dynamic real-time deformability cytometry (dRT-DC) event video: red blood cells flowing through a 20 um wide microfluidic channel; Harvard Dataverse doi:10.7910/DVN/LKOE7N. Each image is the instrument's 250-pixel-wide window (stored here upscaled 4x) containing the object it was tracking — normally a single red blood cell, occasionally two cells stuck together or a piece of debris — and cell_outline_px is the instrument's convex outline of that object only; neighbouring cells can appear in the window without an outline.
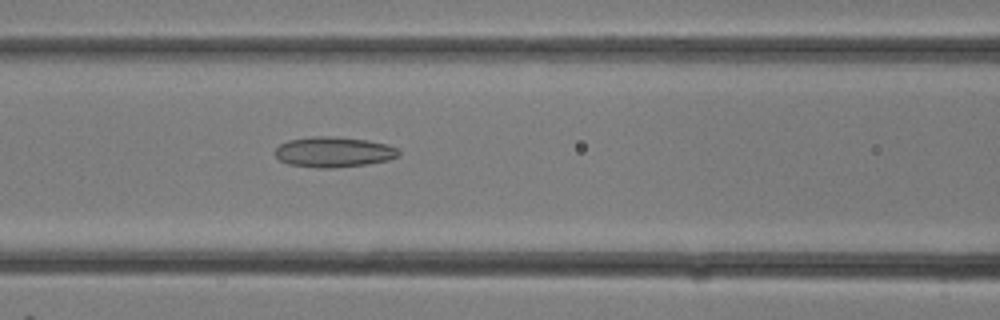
{"species": "common noctule bat (a hibernating species)", "species_latin": "Nyctalus noctula", "temperature_condition": "room temperature", "stored_images_in_passage": 12, "camera_frame_rate_fps": 3000, "um_per_image_px": 0.085, "animal": {"sex": "female"}, "frame": {"image": 1, "passage_image": 12, "time_ms": 3.667, "image_size_px": [1000, 320], "cell_outline_px": [[400, 156], [388, 160], [368, 164], [332, 168], [316, 168], [288, 164], [280, 160], [276, 156], [276, 148], [280, 144], [288, 140], [312, 136], [332, 136], [368, 140], [388, 144], [396, 148], [400, 152]], "centroid_in_image_um": [28.38, 12.92], "position_along_channel_um": 138.2, "area_um2": 22.02}}